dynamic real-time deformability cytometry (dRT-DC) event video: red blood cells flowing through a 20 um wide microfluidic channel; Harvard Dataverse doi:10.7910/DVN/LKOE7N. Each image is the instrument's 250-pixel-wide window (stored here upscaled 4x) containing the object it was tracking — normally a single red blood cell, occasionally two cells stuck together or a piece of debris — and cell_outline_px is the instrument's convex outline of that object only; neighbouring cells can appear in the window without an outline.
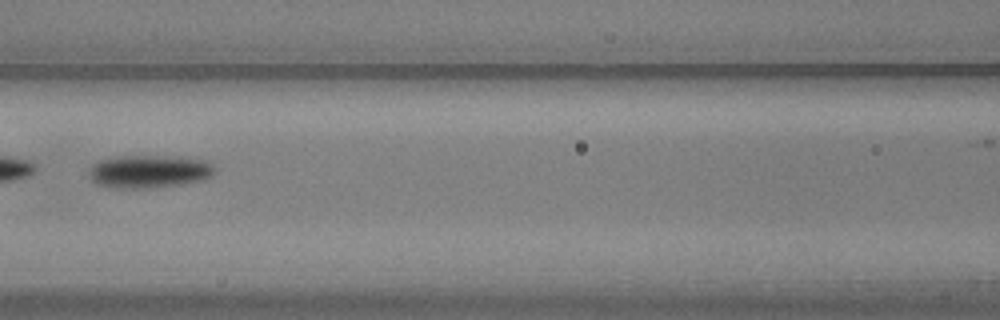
{"species": "common noctule bat (a hibernating species)", "species_latin": "Nyctalus noctula", "temperature_condition": "warm", "stored_images_in_passage": 25, "camera_frame_rate_fps": 3000, "um_per_image_px": 0.085, "animal": {"sex": "male", "body_mass_g": 20.5, "forearm_length_mm": 52.5}, "frame": {"image": 1, "passage_image": 8, "time_ms": 2.333, "image_size_px": [1000, 320], "cell_outline_px": [[216, 168], [212, 176], [204, 180], [184, 184], [144, 188], [116, 188], [96, 184], [88, 176], [88, 172], [92, 164], [100, 160], [120, 156], [180, 156], [204, 160], [212, 164]], "centroid_in_image_um": [12.69, 14.57], "position_along_channel_um": 153.9, "area_um2": 24.39}}
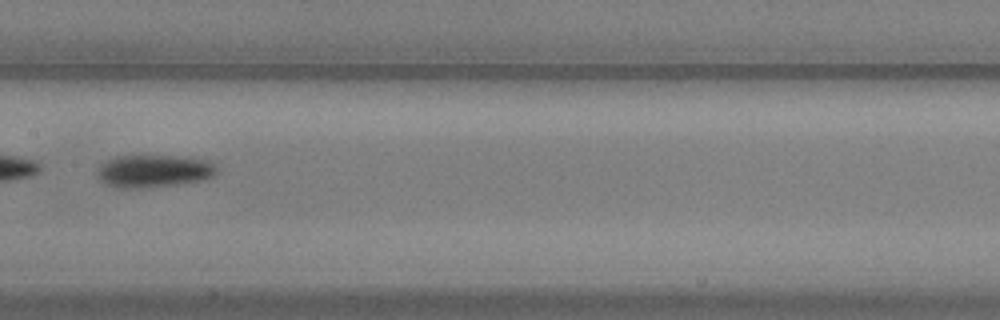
{"frame": {"image": 2, "passage_image": 11, "time_ms": 3.333, "image_size_px": [1000, 320], "cell_outline_px": [[216, 176], [204, 180], [148, 188], [116, 188], [104, 184], [96, 176], [96, 168], [104, 160], [116, 156], [176, 156], [212, 160], [216, 164]], "centroid_in_image_um": [13.05, 14.54], "position_along_channel_um": 194.4, "area_um2": 23.29}}